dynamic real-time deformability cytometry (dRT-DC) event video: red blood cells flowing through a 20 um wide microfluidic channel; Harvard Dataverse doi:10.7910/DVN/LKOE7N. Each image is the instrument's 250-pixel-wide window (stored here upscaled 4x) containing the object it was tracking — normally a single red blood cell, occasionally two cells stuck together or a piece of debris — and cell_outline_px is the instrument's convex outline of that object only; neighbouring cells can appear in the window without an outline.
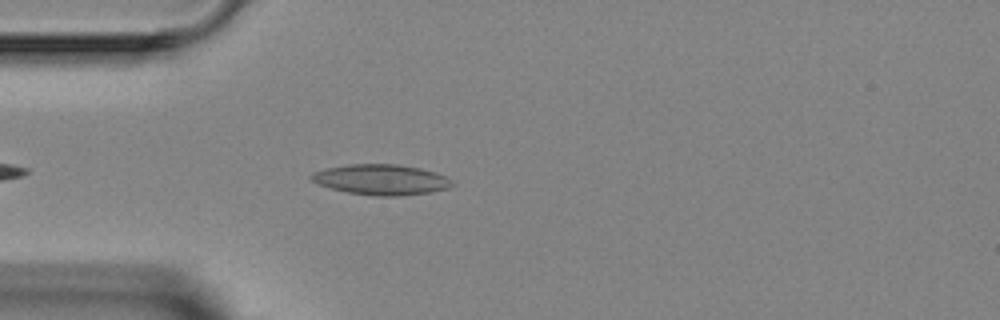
{"species": "Egyptian fruit bat (a non-hibernating species)", "species_latin": "Rousettus aegyptiacus", "temperature_condition": "room temperature", "stored_images_in_passage": 4, "camera_frame_rate_fps": 3000, "um_per_image_px": 0.085, "animal": {"sex": "female"}, "frame": {"image": 1, "passage_image": 4, "time_ms": 3.667, "image_size_px": [1000, 320], "cell_outline_px": [[456, 184], [448, 188], [432, 192], [400, 196], [372, 196], [348, 192], [316, 184], [308, 176], [312, 172], [328, 168], [348, 164], [396, 164], [420, 168], [436, 172], [448, 176]], "centroid_in_image_um": [32.44, 15.27], "position_along_channel_um": 52.6, "area_um2": 25.26}}